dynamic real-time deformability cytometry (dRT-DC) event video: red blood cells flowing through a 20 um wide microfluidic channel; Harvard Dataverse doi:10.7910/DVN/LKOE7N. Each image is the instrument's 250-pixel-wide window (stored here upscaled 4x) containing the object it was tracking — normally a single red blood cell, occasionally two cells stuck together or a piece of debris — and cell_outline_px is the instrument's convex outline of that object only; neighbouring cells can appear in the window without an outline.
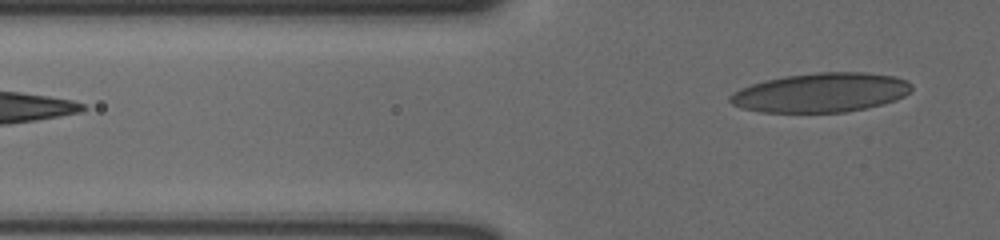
{"species": "human", "species_latin": "Homo sapiens", "temperature_condition": "cold", "stored_images_in_passage": 6, "segment_of_instrument_passage": [2, 2], "camera_frame_rate_fps": 3000, "um_per_image_px": 0.085, "donor": {"sex": "male"}, "frame": {"image": 1, "passage_image": 6, "time_ms": 1.667, "image_size_px": [1000, 240], "cell_outline_px": [[912, 88], [904, 96], [896, 100], [864, 108], [844, 112], [760, 112], [740, 108], [732, 104], [728, 100], [728, 96], [740, 88], [764, 80], [784, 76], [816, 72], [864, 72], [896, 76], [908, 80], [912, 84]], "centroid_in_image_um": [69.76, 7.86], "position_along_channel_um": 56.0, "area_um2": 41.73}}